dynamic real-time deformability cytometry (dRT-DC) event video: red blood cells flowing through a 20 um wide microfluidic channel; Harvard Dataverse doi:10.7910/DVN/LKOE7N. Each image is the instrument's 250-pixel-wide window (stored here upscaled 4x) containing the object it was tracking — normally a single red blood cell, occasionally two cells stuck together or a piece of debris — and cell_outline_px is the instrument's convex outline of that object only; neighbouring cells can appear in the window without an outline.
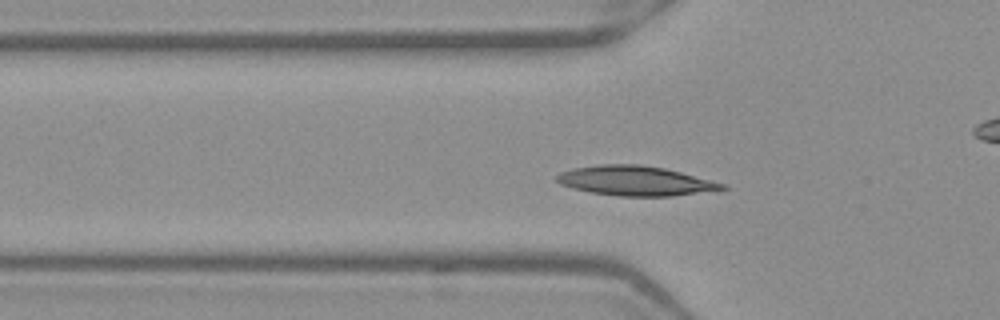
{"species": "Egyptian fruit bat (a non-hibernating species)", "species_latin": "Rousettus aegyptiacus", "temperature_condition": "warm", "stored_images_in_passage": 38, "camera_frame_rate_fps": 3000, "um_per_image_px": 0.085, "frame": {"image": 1, "passage_image": 12, "time_ms": 3.667, "image_size_px": [1000, 320], "cell_outline_px": [[728, 188], [672, 196], [620, 196], [588, 192], [572, 188], [560, 184], [556, 180], [556, 176], [560, 172], [572, 168], [600, 164], [640, 164], [664, 168], [728, 184]], "centroid_in_image_um": [53.98, 15.36], "position_along_channel_um": 71.8, "area_um2": 28.61}}
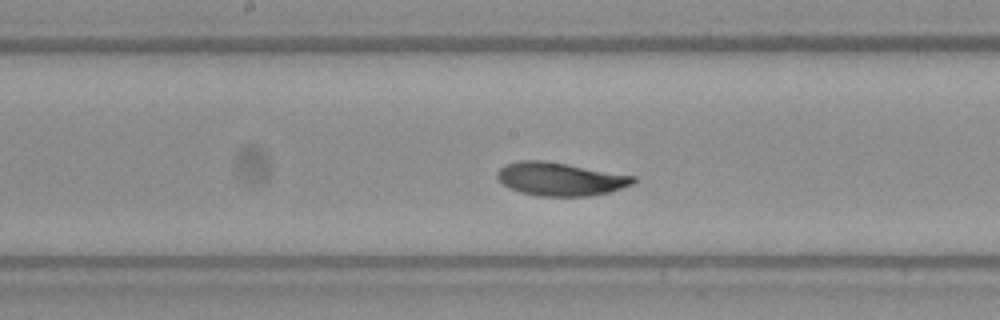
{"frame": {"image": 2, "passage_image": 22, "time_ms": 7.0, "image_size_px": [1000, 320], "cell_outline_px": [[636, 180], [632, 184], [608, 192], [588, 196], [536, 196], [520, 192], [508, 188], [496, 176], [496, 172], [504, 164], [520, 160], [544, 160], [636, 176]], "centroid_in_image_um": [47.58, 15.21], "position_along_channel_um": 200.6, "area_um2": 26.36}}
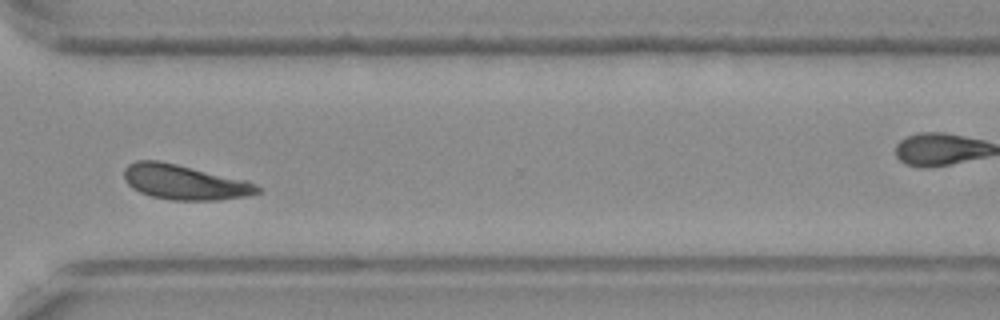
{"frame": {"image": 3, "passage_image": 34, "time_ms": 11.0, "image_size_px": [1000, 320], "cell_outline_px": [[264, 192], [244, 196], [216, 200], [172, 200], [152, 196], [140, 192], [132, 188], [124, 180], [124, 168], [128, 164], [136, 160], [160, 160], [248, 180], [256, 184]], "centroid_in_image_um": [15.69, 15.47], "position_along_channel_um": 354.9, "area_um2": 27.34}, "authors_computed_cell_mechanics": {"area_um2": 26.3568, "velocity_mm_per_s": 3.8561, "shape_relaxation_time_tau1_ms": 1.9795, "shape_relaxation_time_tau2_ms": 6.6366, "deformation_change_tau1": 0.1054, "deformation_change_tau2": 0.1043}}